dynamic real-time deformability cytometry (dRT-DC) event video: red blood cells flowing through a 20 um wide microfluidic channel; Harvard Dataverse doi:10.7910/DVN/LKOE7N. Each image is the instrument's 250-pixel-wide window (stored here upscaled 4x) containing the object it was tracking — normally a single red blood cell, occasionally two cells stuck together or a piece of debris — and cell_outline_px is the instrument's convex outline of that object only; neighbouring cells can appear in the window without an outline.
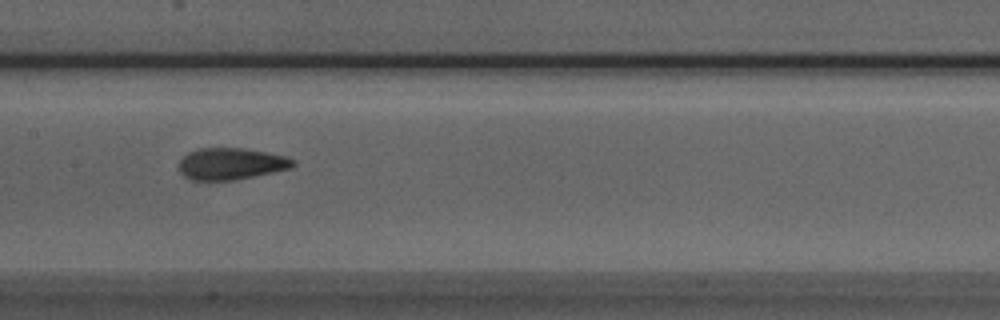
{"species": "Egyptian fruit bat (a non-hibernating species)", "species_latin": "Rousettus aegyptiacus", "temperature_condition": "room temperature", "stored_images_in_passage": 9, "camera_frame_rate_fps": 3000, "um_per_image_px": 0.085, "animal": {"sex": "male"}, "frame": {"image": 1, "passage_image": 6, "time_ms": 1.667, "image_size_px": [1000, 320], "cell_outline_px": [[296, 164], [292, 168], [236, 180], [192, 180], [184, 176], [180, 172], [180, 160], [188, 152], [200, 148], [240, 148], [264, 152], [284, 156], [296, 160]], "centroid_in_image_um": [19.65, 13.93], "position_along_channel_um": 187.8, "area_um2": 20.98}}
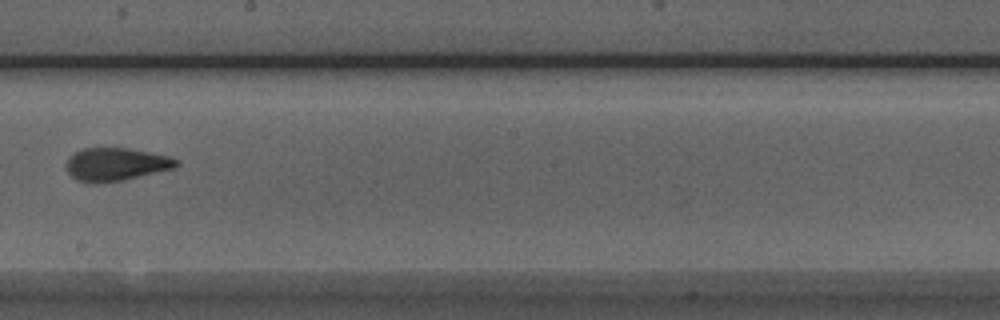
{"frame": {"image": 2, "passage_image": 7, "time_ms": 2.0, "image_size_px": [1000, 320], "cell_outline_px": [[180, 164], [176, 168], [124, 180], [96, 184], [76, 180], [68, 172], [68, 160], [76, 152], [84, 148], [128, 148], [172, 156], [180, 160]], "centroid_in_image_um": [9.95, 13.97], "position_along_channel_um": 238.3, "area_um2": 21.27}}